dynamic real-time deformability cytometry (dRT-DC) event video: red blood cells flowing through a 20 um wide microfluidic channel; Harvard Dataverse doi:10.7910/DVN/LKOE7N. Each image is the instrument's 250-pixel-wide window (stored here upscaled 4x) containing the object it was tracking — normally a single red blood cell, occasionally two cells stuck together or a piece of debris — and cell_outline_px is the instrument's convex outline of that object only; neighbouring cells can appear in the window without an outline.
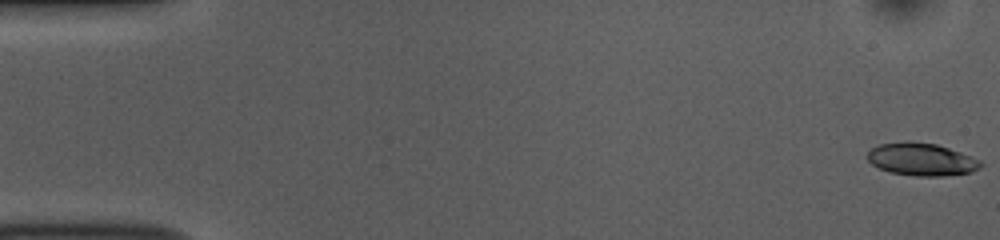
{"species": "common noctule bat (a hibernating species)", "species_latin": "Nyctalus noctula", "temperature_condition": "room temperature", "stored_images_in_passage": 6, "camera_frame_rate_fps": 3000, "um_per_image_px": 0.085, "animal": {"sex": "female", "body_mass_g": 10.0, "forearm_length_mm": 53.1}, "frame": {"image": 1, "passage_image": 1, "time_ms": 0.0, "image_size_px": [1000, 240], "cell_outline_px": [[984, 164], [980, 168], [972, 172], [944, 176], [916, 176], [892, 172], [880, 168], [872, 164], [868, 160], [868, 152], [872, 148], [880, 144], [908, 140], [936, 144], [972, 156], [980, 160]], "centroid_in_image_um": [78.36, 13.54], "position_along_channel_um": 6.6, "area_um2": 21.56}}